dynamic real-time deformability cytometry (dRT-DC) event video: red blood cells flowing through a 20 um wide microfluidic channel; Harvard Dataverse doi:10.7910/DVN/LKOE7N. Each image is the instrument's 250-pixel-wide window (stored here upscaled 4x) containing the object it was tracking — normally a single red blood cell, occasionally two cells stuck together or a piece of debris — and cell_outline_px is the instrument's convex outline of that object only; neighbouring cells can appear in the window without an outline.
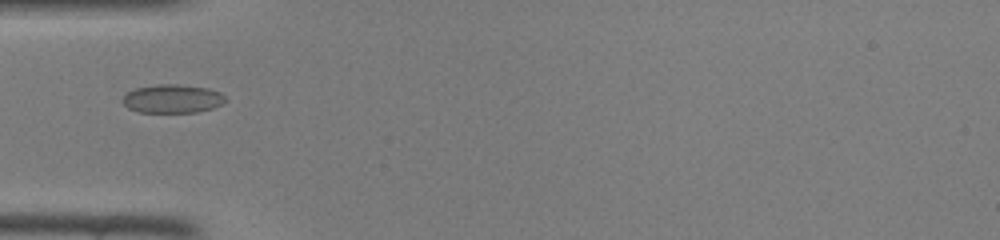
{"species": "common noctule bat (a hibernating species)", "species_latin": "Nyctalus noctula", "temperature_condition": "room temperature", "stored_images_in_passage": 34, "camera_frame_rate_fps": 3000, "um_per_image_px": 0.085, "animal": {"sex": "female", "body_mass_g": 22.0, "forearm_length_mm": 56.7}, "frame": {"image": 1, "passage_image": 3, "time_ms": 0.667, "image_size_px": [1000, 240], "cell_outline_px": [[228, 100], [212, 108], [196, 112], [140, 112], [128, 108], [120, 100], [128, 92], [136, 88], [160, 84], [176, 84], [208, 88], [220, 92]], "centroid_in_image_um": [14.65, 8.39], "position_along_channel_um": 70.3, "area_um2": 16.99}}
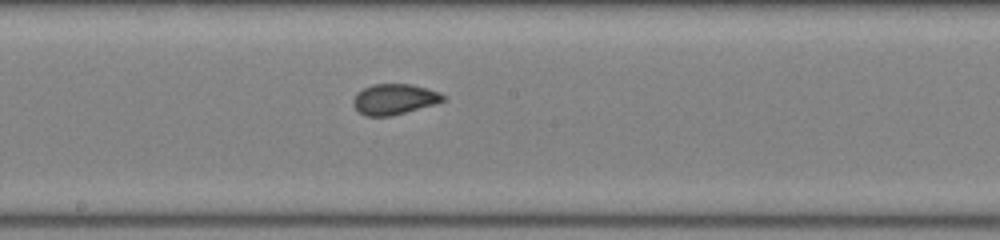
{"frame": {"image": 2, "passage_image": 13, "time_ms": 4.0, "image_size_px": [1000, 240], "cell_outline_px": [[444, 100], [432, 104], [392, 116], [364, 116], [352, 104], [352, 100], [356, 92], [372, 84], [412, 84], [440, 92], [444, 96]], "centroid_in_image_um": [33.46, 8.42], "position_along_channel_um": 214.7, "area_um2": 15.9}}
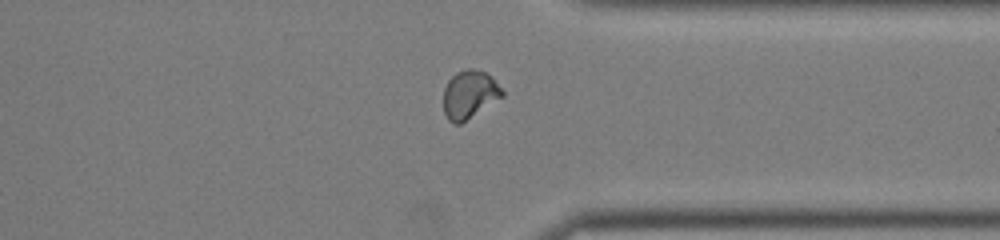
{"frame": {"image": 3, "passage_image": 24, "time_ms": 7.667, "image_size_px": [1000, 240], "cell_outline_px": [[504, 96], [460, 124], [452, 124], [448, 120], [444, 112], [444, 88], [448, 80], [456, 72], [468, 68], [472, 68], [484, 72], [492, 76], [504, 92]], "centroid_in_image_um": [39.9, 8.03], "position_along_channel_um": 371.5, "area_um2": 16.53}}